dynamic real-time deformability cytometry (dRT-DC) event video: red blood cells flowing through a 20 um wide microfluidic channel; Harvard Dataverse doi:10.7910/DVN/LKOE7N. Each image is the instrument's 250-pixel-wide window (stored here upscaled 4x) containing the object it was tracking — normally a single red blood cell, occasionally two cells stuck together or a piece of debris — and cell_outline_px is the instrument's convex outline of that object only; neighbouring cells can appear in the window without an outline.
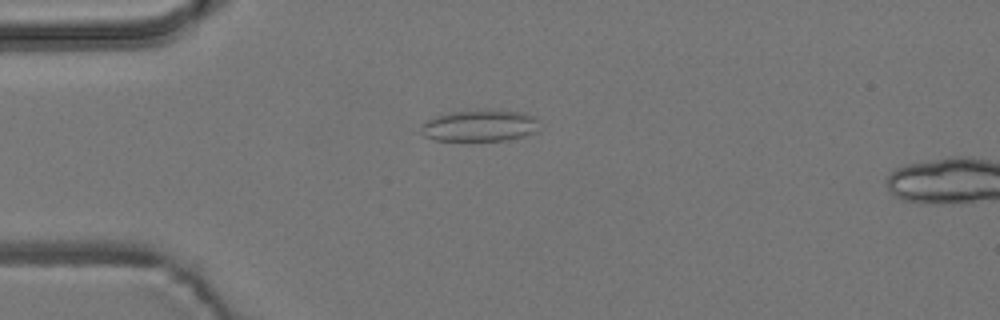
{"species": "common noctule bat (a hibernating species)", "species_latin": "Nyctalus noctula", "temperature_condition": "room temperature", "stored_images_in_passage": 5, "camera_frame_rate_fps": 3000, "um_per_image_px": 0.085, "animal": {"sex": "male", "body_mass_g": 19.2, "forearm_length_mm": 51.8}, "frame": {"image": 1, "passage_image": 4, "time_ms": 3.667, "image_size_px": [1000, 320], "cell_outline_px": [[540, 120], [536, 132], [524, 136], [504, 140], [436, 140], [424, 136], [424, 124], [428, 120], [436, 116], [448, 112], [524, 112], [536, 116]], "centroid_in_image_um": [40.86, 10.7], "position_along_channel_um": 44.1, "area_um2": 20.92}}